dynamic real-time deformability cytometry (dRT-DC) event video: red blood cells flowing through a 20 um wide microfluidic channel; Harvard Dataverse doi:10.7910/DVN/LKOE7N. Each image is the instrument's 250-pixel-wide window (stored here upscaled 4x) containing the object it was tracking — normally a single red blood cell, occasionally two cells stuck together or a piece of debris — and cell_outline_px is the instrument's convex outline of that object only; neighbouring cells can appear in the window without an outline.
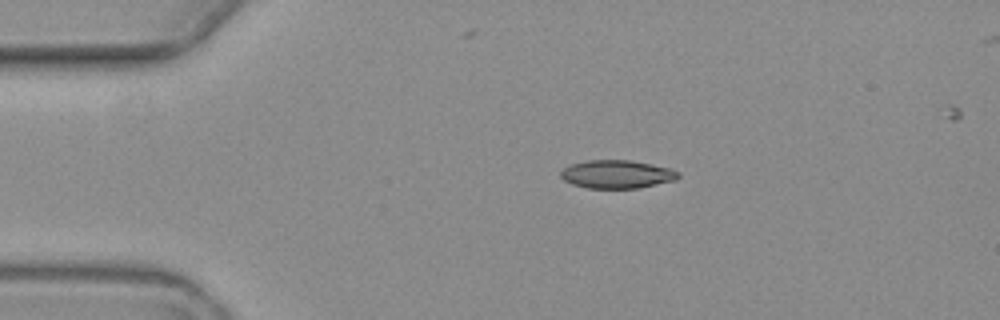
{"species": "common noctule bat (a hibernating species)", "species_latin": "Nyctalus noctula", "temperature_condition": "warm", "stored_images_in_passage": 3, "camera_frame_rate_fps": 3000, "um_per_image_px": 0.085, "animal": {"sex": "female", "body_mass_g": 19.3, "forearm_length_mm": 54.1}, "frame": {"image": 1, "passage_image": 1, "time_ms": 0.0, "image_size_px": [1000, 320], "cell_outline_px": [[680, 176], [676, 180], [636, 188], [588, 188], [572, 184], [564, 180], [560, 176], [560, 172], [564, 168], [572, 164], [588, 160], [632, 160], [652, 164], [668, 168], [680, 172]], "centroid_in_image_um": [52.44, 14.8], "position_along_channel_um": 32.6, "area_um2": 19.25}}
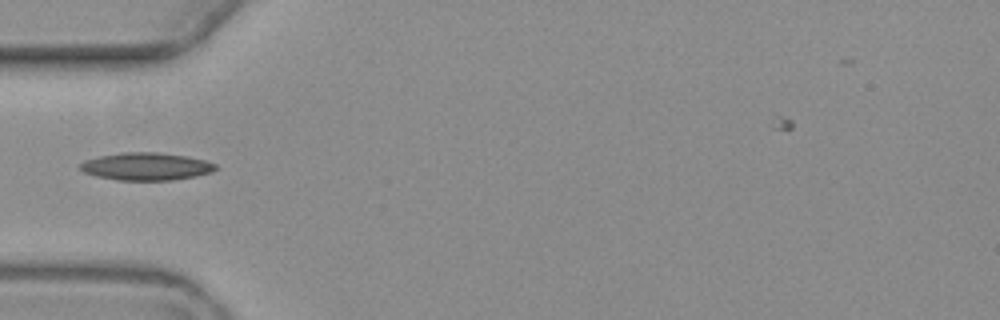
{"frame": {"image": 2, "passage_image": 3, "time_ms": 2.333, "image_size_px": [1000, 320], "cell_outline_px": [[216, 168], [212, 172], [196, 176], [172, 180], [116, 180], [96, 176], [84, 172], [80, 168], [80, 164], [84, 160], [100, 156], [120, 152], [156, 152], [188, 156], [204, 160], [216, 164]], "centroid_in_image_um": [12.42, 14.14], "position_along_channel_um": 72.6, "area_um2": 21.79}}